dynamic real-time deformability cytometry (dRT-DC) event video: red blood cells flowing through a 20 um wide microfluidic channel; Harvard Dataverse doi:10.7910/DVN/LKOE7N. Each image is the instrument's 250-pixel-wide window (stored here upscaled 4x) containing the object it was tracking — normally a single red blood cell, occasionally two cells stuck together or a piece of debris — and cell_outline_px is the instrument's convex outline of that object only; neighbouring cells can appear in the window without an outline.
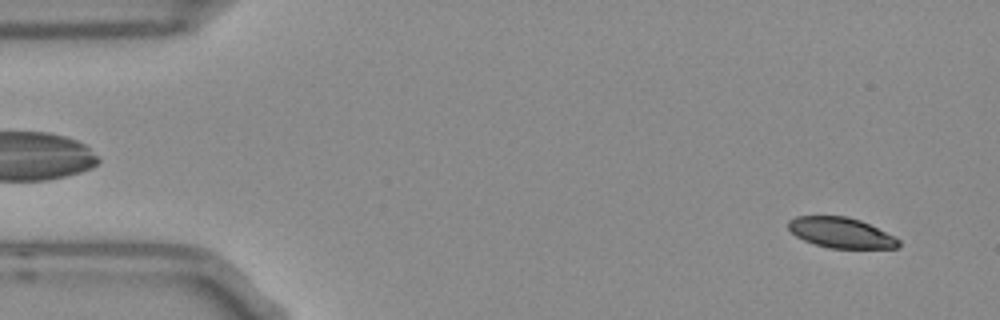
{"species": "Egyptian fruit bat (a non-hibernating species)", "species_latin": "Rousettus aegyptiacus", "temperature_condition": "room temperature", "stored_images_in_passage": 53, "camera_frame_rate_fps": 3000, "um_per_image_px": 0.085, "frame": {"image": 1, "passage_image": 3, "time_ms": 0.667, "image_size_px": [1000, 320], "cell_outline_px": [[900, 244], [896, 248], [832, 248], [816, 244], [804, 240], [796, 236], [788, 228], [788, 220], [796, 216], [848, 216], [860, 220], [900, 240]], "centroid_in_image_um": [71.45, 19.77], "position_along_channel_um": 13.6, "area_um2": 19.25}}
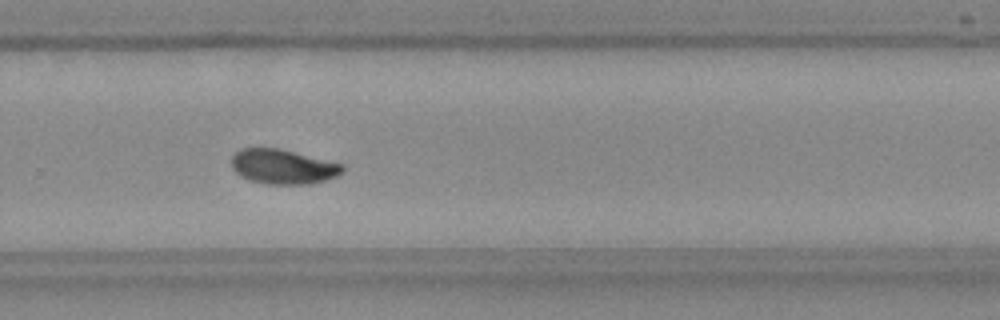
{"frame": {"image": 2, "passage_image": 35, "time_ms": 11.333, "image_size_px": [1000, 320], "cell_outline_px": [[344, 168], [336, 176], [324, 180], [308, 184], [264, 184], [248, 180], [240, 176], [232, 168], [232, 156], [240, 148], [276, 148], [340, 164]], "centroid_in_image_um": [23.96, 14.18], "position_along_channel_um": 305.8, "area_um2": 21.96}}
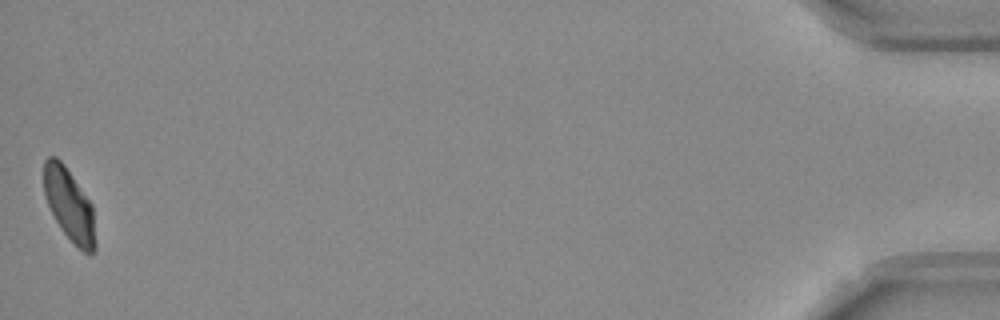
{"frame": {"image": 3, "passage_image": 53, "time_ms": 17.333, "image_size_px": [1000, 320], "cell_outline_px": [[96, 248], [92, 252], [84, 252], [64, 232], [56, 220], [44, 196], [44, 160], [48, 156], [56, 156], [64, 164], [92, 204], [96, 244]], "centroid_in_image_um": [5.88, 17.36], "position_along_channel_um": 429.3, "area_um2": 21.33}, "authors_computed_cell_mechanics": {"area_um2": 21.964, "velocity_mm_per_s": 3.7419, "shape_relaxation_time_tau1_ms": 3.4124, "shape_relaxation_time_tau2_ms": 5.9009, "deformation_change_tau1": 0.115, "deformation_change_tau2": 0.0902}}